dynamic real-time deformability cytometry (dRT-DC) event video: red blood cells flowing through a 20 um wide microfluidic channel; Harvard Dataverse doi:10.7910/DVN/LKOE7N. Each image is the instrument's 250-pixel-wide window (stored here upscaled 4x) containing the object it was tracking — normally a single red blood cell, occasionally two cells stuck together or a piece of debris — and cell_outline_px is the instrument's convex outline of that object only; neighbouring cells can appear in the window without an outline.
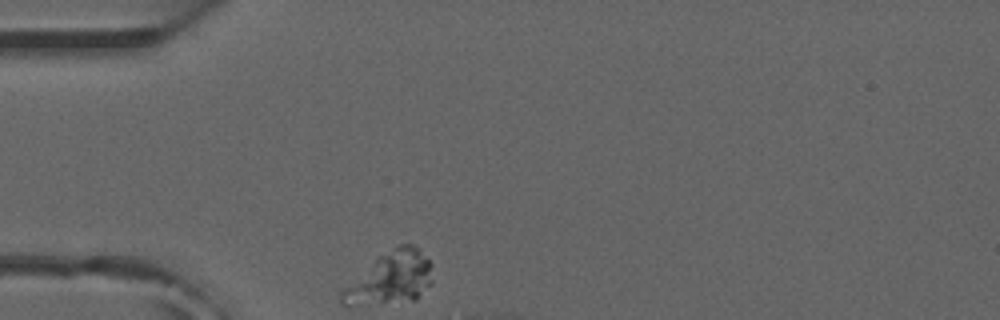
{"species": "common noctule bat (a hibernating species)", "species_latin": "Nyctalus noctula", "temperature_condition": "room temperature", "stored_images_in_passage": 4, "camera_frame_rate_fps": 3000, "um_per_image_px": 0.085, "animal": {"sex": "male", "forearm_length_mm": 52.5}, "frame": {"image": 1, "passage_image": 1, "time_ms": 0.0, "image_size_px": [1000, 320], "cell_outline_px": [[432, 284], [416, 300], [368, 304], [340, 304], [340, 292], [344, 288], [380, 256], [400, 244], [412, 244], [432, 264]], "centroid_in_image_um": [33.24, 23.67], "position_along_channel_um": 51.8, "area_um2": 26.88}}